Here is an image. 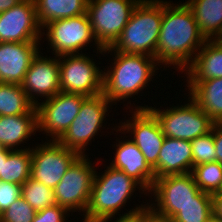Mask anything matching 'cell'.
Masks as SVG:
<instances>
[{"label": "cell", "mask_w": 222, "mask_h": 222, "mask_svg": "<svg viewBox=\"0 0 222 222\" xmlns=\"http://www.w3.org/2000/svg\"><path fill=\"white\" fill-rule=\"evenodd\" d=\"M163 0V17L155 59L164 68L173 65L183 71L191 64L206 42L191 9L184 3L171 4Z\"/></svg>", "instance_id": "6da1fadb"}, {"label": "cell", "mask_w": 222, "mask_h": 222, "mask_svg": "<svg viewBox=\"0 0 222 222\" xmlns=\"http://www.w3.org/2000/svg\"><path fill=\"white\" fill-rule=\"evenodd\" d=\"M112 53L113 62L105 70L103 67V90L102 94L116 105L119 101L130 100L133 96L143 92L153 81L160 64L153 57L144 54H128L114 51L111 47L104 49V54ZM114 52V53H113ZM110 68V69H109ZM147 85V86H146ZM117 101V102H116Z\"/></svg>", "instance_id": "7a4b0ae2"}, {"label": "cell", "mask_w": 222, "mask_h": 222, "mask_svg": "<svg viewBox=\"0 0 222 222\" xmlns=\"http://www.w3.org/2000/svg\"><path fill=\"white\" fill-rule=\"evenodd\" d=\"M99 174V175H98ZM139 189L147 195L142 187L125 172L108 166L104 173L95 172L90 200L83 215L82 222L112 221L115 214L121 213V208Z\"/></svg>", "instance_id": "3957f363"}, {"label": "cell", "mask_w": 222, "mask_h": 222, "mask_svg": "<svg viewBox=\"0 0 222 222\" xmlns=\"http://www.w3.org/2000/svg\"><path fill=\"white\" fill-rule=\"evenodd\" d=\"M162 17L163 0H140L111 48L122 53L155 58Z\"/></svg>", "instance_id": "277c9868"}, {"label": "cell", "mask_w": 222, "mask_h": 222, "mask_svg": "<svg viewBox=\"0 0 222 222\" xmlns=\"http://www.w3.org/2000/svg\"><path fill=\"white\" fill-rule=\"evenodd\" d=\"M172 107L163 110L141 105L135 109H148L158 120L165 137L191 141L212 130L214 122L190 96L187 104Z\"/></svg>", "instance_id": "5b68a950"}, {"label": "cell", "mask_w": 222, "mask_h": 222, "mask_svg": "<svg viewBox=\"0 0 222 222\" xmlns=\"http://www.w3.org/2000/svg\"><path fill=\"white\" fill-rule=\"evenodd\" d=\"M140 0H88L87 14L95 41L111 47L120 37L131 13Z\"/></svg>", "instance_id": "8992f818"}, {"label": "cell", "mask_w": 222, "mask_h": 222, "mask_svg": "<svg viewBox=\"0 0 222 222\" xmlns=\"http://www.w3.org/2000/svg\"><path fill=\"white\" fill-rule=\"evenodd\" d=\"M111 104L103 94L87 97L81 104L77 117L58 142L80 156H85L87 145H91L89 142L104 127Z\"/></svg>", "instance_id": "52a82bcc"}, {"label": "cell", "mask_w": 222, "mask_h": 222, "mask_svg": "<svg viewBox=\"0 0 222 222\" xmlns=\"http://www.w3.org/2000/svg\"><path fill=\"white\" fill-rule=\"evenodd\" d=\"M41 29L42 38L46 36L44 39L48 40L49 49L53 51L52 55L79 54V51L85 46L88 47L87 45L91 44L93 39L97 53H104V49L95 41L87 13L49 22Z\"/></svg>", "instance_id": "ba28073f"}, {"label": "cell", "mask_w": 222, "mask_h": 222, "mask_svg": "<svg viewBox=\"0 0 222 222\" xmlns=\"http://www.w3.org/2000/svg\"><path fill=\"white\" fill-rule=\"evenodd\" d=\"M200 192L191 172L166 175L154 181L148 195L151 194L157 203L152 202L148 205L156 215L172 219L180 208L194 202Z\"/></svg>", "instance_id": "9c48e42d"}, {"label": "cell", "mask_w": 222, "mask_h": 222, "mask_svg": "<svg viewBox=\"0 0 222 222\" xmlns=\"http://www.w3.org/2000/svg\"><path fill=\"white\" fill-rule=\"evenodd\" d=\"M86 156H79L54 188L56 204L69 212H82V215L90 200L96 172L94 162Z\"/></svg>", "instance_id": "30bf717a"}, {"label": "cell", "mask_w": 222, "mask_h": 222, "mask_svg": "<svg viewBox=\"0 0 222 222\" xmlns=\"http://www.w3.org/2000/svg\"><path fill=\"white\" fill-rule=\"evenodd\" d=\"M89 56L84 53L59 56L60 91L87 97L102 94L103 69Z\"/></svg>", "instance_id": "8fae6325"}, {"label": "cell", "mask_w": 222, "mask_h": 222, "mask_svg": "<svg viewBox=\"0 0 222 222\" xmlns=\"http://www.w3.org/2000/svg\"><path fill=\"white\" fill-rule=\"evenodd\" d=\"M87 96L60 91L36 104L38 131L58 141L77 117Z\"/></svg>", "instance_id": "7c38bea8"}, {"label": "cell", "mask_w": 222, "mask_h": 222, "mask_svg": "<svg viewBox=\"0 0 222 222\" xmlns=\"http://www.w3.org/2000/svg\"><path fill=\"white\" fill-rule=\"evenodd\" d=\"M80 155L58 141H45L31 148V176L33 180L52 189L60 182L68 168Z\"/></svg>", "instance_id": "4fadbf2b"}, {"label": "cell", "mask_w": 222, "mask_h": 222, "mask_svg": "<svg viewBox=\"0 0 222 222\" xmlns=\"http://www.w3.org/2000/svg\"><path fill=\"white\" fill-rule=\"evenodd\" d=\"M133 110V116L130 119L121 121L118 126L116 125L118 128L113 129H118L116 132H124L123 134H133L131 140L138 146L146 162L153 169L157 165L165 135L162 133L158 120L148 109Z\"/></svg>", "instance_id": "5bb4252c"}, {"label": "cell", "mask_w": 222, "mask_h": 222, "mask_svg": "<svg viewBox=\"0 0 222 222\" xmlns=\"http://www.w3.org/2000/svg\"><path fill=\"white\" fill-rule=\"evenodd\" d=\"M41 30L34 0L21 1L0 13V43L40 42Z\"/></svg>", "instance_id": "9a60e30c"}, {"label": "cell", "mask_w": 222, "mask_h": 222, "mask_svg": "<svg viewBox=\"0 0 222 222\" xmlns=\"http://www.w3.org/2000/svg\"><path fill=\"white\" fill-rule=\"evenodd\" d=\"M41 54L43 55L39 52L33 59L21 84L35 105L39 102L38 97L48 99L60 92L59 56L52 58Z\"/></svg>", "instance_id": "2e32d148"}, {"label": "cell", "mask_w": 222, "mask_h": 222, "mask_svg": "<svg viewBox=\"0 0 222 222\" xmlns=\"http://www.w3.org/2000/svg\"><path fill=\"white\" fill-rule=\"evenodd\" d=\"M39 42L0 43V83H23L33 59L40 52Z\"/></svg>", "instance_id": "e0dca14e"}, {"label": "cell", "mask_w": 222, "mask_h": 222, "mask_svg": "<svg viewBox=\"0 0 222 222\" xmlns=\"http://www.w3.org/2000/svg\"><path fill=\"white\" fill-rule=\"evenodd\" d=\"M116 152L109 166L125 172L136 181L142 189L149 193L156 180L153 169L146 162L138 146L130 139H116Z\"/></svg>", "instance_id": "ac0fdd59"}, {"label": "cell", "mask_w": 222, "mask_h": 222, "mask_svg": "<svg viewBox=\"0 0 222 222\" xmlns=\"http://www.w3.org/2000/svg\"><path fill=\"white\" fill-rule=\"evenodd\" d=\"M192 168L191 142L189 140L165 137L157 165L153 168L155 177L189 173L192 171Z\"/></svg>", "instance_id": "d6986e66"}, {"label": "cell", "mask_w": 222, "mask_h": 222, "mask_svg": "<svg viewBox=\"0 0 222 222\" xmlns=\"http://www.w3.org/2000/svg\"><path fill=\"white\" fill-rule=\"evenodd\" d=\"M36 131L38 132L36 106L27 114L0 116V144L7 149L25 150L18 146L22 143L24 145Z\"/></svg>", "instance_id": "ffe728a7"}, {"label": "cell", "mask_w": 222, "mask_h": 222, "mask_svg": "<svg viewBox=\"0 0 222 222\" xmlns=\"http://www.w3.org/2000/svg\"><path fill=\"white\" fill-rule=\"evenodd\" d=\"M186 81L222 78V45L206 40L191 64L183 71Z\"/></svg>", "instance_id": "44dd1931"}, {"label": "cell", "mask_w": 222, "mask_h": 222, "mask_svg": "<svg viewBox=\"0 0 222 222\" xmlns=\"http://www.w3.org/2000/svg\"><path fill=\"white\" fill-rule=\"evenodd\" d=\"M187 82L190 96L214 122L222 123V78Z\"/></svg>", "instance_id": "7402d4cb"}, {"label": "cell", "mask_w": 222, "mask_h": 222, "mask_svg": "<svg viewBox=\"0 0 222 222\" xmlns=\"http://www.w3.org/2000/svg\"><path fill=\"white\" fill-rule=\"evenodd\" d=\"M199 30L206 40H213L222 28V0H188Z\"/></svg>", "instance_id": "603a6c76"}, {"label": "cell", "mask_w": 222, "mask_h": 222, "mask_svg": "<svg viewBox=\"0 0 222 222\" xmlns=\"http://www.w3.org/2000/svg\"><path fill=\"white\" fill-rule=\"evenodd\" d=\"M41 28L49 22L87 13L88 0H34Z\"/></svg>", "instance_id": "cb8c5ba5"}, {"label": "cell", "mask_w": 222, "mask_h": 222, "mask_svg": "<svg viewBox=\"0 0 222 222\" xmlns=\"http://www.w3.org/2000/svg\"><path fill=\"white\" fill-rule=\"evenodd\" d=\"M31 148L13 150L7 159H2L1 181L24 184L31 176Z\"/></svg>", "instance_id": "d4e9b609"}, {"label": "cell", "mask_w": 222, "mask_h": 222, "mask_svg": "<svg viewBox=\"0 0 222 222\" xmlns=\"http://www.w3.org/2000/svg\"><path fill=\"white\" fill-rule=\"evenodd\" d=\"M35 106L21 85L0 83V116L27 114Z\"/></svg>", "instance_id": "484cf974"}, {"label": "cell", "mask_w": 222, "mask_h": 222, "mask_svg": "<svg viewBox=\"0 0 222 222\" xmlns=\"http://www.w3.org/2000/svg\"><path fill=\"white\" fill-rule=\"evenodd\" d=\"M213 216V196L201 191L194 202L180 208L171 220L173 222H209Z\"/></svg>", "instance_id": "4316f807"}, {"label": "cell", "mask_w": 222, "mask_h": 222, "mask_svg": "<svg viewBox=\"0 0 222 222\" xmlns=\"http://www.w3.org/2000/svg\"><path fill=\"white\" fill-rule=\"evenodd\" d=\"M198 188L207 194L214 195L222 191V164L208 162L194 166L191 171Z\"/></svg>", "instance_id": "83f0119b"}, {"label": "cell", "mask_w": 222, "mask_h": 222, "mask_svg": "<svg viewBox=\"0 0 222 222\" xmlns=\"http://www.w3.org/2000/svg\"><path fill=\"white\" fill-rule=\"evenodd\" d=\"M21 196L37 212L56 204L54 189L29 178L21 185Z\"/></svg>", "instance_id": "f1b7e54d"}, {"label": "cell", "mask_w": 222, "mask_h": 222, "mask_svg": "<svg viewBox=\"0 0 222 222\" xmlns=\"http://www.w3.org/2000/svg\"><path fill=\"white\" fill-rule=\"evenodd\" d=\"M193 167L216 161V149L214 146V125L212 130L200 137L191 140Z\"/></svg>", "instance_id": "f546056e"}, {"label": "cell", "mask_w": 222, "mask_h": 222, "mask_svg": "<svg viewBox=\"0 0 222 222\" xmlns=\"http://www.w3.org/2000/svg\"><path fill=\"white\" fill-rule=\"evenodd\" d=\"M36 211L20 196L0 214V222H32Z\"/></svg>", "instance_id": "4dcf8cb0"}, {"label": "cell", "mask_w": 222, "mask_h": 222, "mask_svg": "<svg viewBox=\"0 0 222 222\" xmlns=\"http://www.w3.org/2000/svg\"><path fill=\"white\" fill-rule=\"evenodd\" d=\"M68 213L69 211L65 207L54 204L37 211L32 222H67Z\"/></svg>", "instance_id": "1f68e13d"}, {"label": "cell", "mask_w": 222, "mask_h": 222, "mask_svg": "<svg viewBox=\"0 0 222 222\" xmlns=\"http://www.w3.org/2000/svg\"><path fill=\"white\" fill-rule=\"evenodd\" d=\"M154 214L152 208L147 204L137 205L135 208L131 209L127 213L118 214L120 215L119 218L115 217L114 222H148V219ZM110 219H106L101 222H109Z\"/></svg>", "instance_id": "d6a6232c"}, {"label": "cell", "mask_w": 222, "mask_h": 222, "mask_svg": "<svg viewBox=\"0 0 222 222\" xmlns=\"http://www.w3.org/2000/svg\"><path fill=\"white\" fill-rule=\"evenodd\" d=\"M21 185L0 181V214L21 196Z\"/></svg>", "instance_id": "836d02e7"}, {"label": "cell", "mask_w": 222, "mask_h": 222, "mask_svg": "<svg viewBox=\"0 0 222 222\" xmlns=\"http://www.w3.org/2000/svg\"><path fill=\"white\" fill-rule=\"evenodd\" d=\"M214 146L216 161L222 164V123H214Z\"/></svg>", "instance_id": "e575fe53"}, {"label": "cell", "mask_w": 222, "mask_h": 222, "mask_svg": "<svg viewBox=\"0 0 222 222\" xmlns=\"http://www.w3.org/2000/svg\"><path fill=\"white\" fill-rule=\"evenodd\" d=\"M213 212L217 219L222 220V191L213 195Z\"/></svg>", "instance_id": "d590c367"}, {"label": "cell", "mask_w": 222, "mask_h": 222, "mask_svg": "<svg viewBox=\"0 0 222 222\" xmlns=\"http://www.w3.org/2000/svg\"><path fill=\"white\" fill-rule=\"evenodd\" d=\"M20 2L21 0H0V13L16 6Z\"/></svg>", "instance_id": "8d00e7d4"}, {"label": "cell", "mask_w": 222, "mask_h": 222, "mask_svg": "<svg viewBox=\"0 0 222 222\" xmlns=\"http://www.w3.org/2000/svg\"><path fill=\"white\" fill-rule=\"evenodd\" d=\"M13 150L5 148L3 145L0 144V181H1V167H2V159H7V156Z\"/></svg>", "instance_id": "74e56055"}, {"label": "cell", "mask_w": 222, "mask_h": 222, "mask_svg": "<svg viewBox=\"0 0 222 222\" xmlns=\"http://www.w3.org/2000/svg\"><path fill=\"white\" fill-rule=\"evenodd\" d=\"M148 222H173L171 219L160 217L155 213L148 219Z\"/></svg>", "instance_id": "f35d334b"}, {"label": "cell", "mask_w": 222, "mask_h": 222, "mask_svg": "<svg viewBox=\"0 0 222 222\" xmlns=\"http://www.w3.org/2000/svg\"><path fill=\"white\" fill-rule=\"evenodd\" d=\"M213 40L222 45V28Z\"/></svg>", "instance_id": "ab89813d"}, {"label": "cell", "mask_w": 222, "mask_h": 222, "mask_svg": "<svg viewBox=\"0 0 222 222\" xmlns=\"http://www.w3.org/2000/svg\"><path fill=\"white\" fill-rule=\"evenodd\" d=\"M209 222H222V220H219L215 216H213Z\"/></svg>", "instance_id": "60d3db41"}]
</instances>
